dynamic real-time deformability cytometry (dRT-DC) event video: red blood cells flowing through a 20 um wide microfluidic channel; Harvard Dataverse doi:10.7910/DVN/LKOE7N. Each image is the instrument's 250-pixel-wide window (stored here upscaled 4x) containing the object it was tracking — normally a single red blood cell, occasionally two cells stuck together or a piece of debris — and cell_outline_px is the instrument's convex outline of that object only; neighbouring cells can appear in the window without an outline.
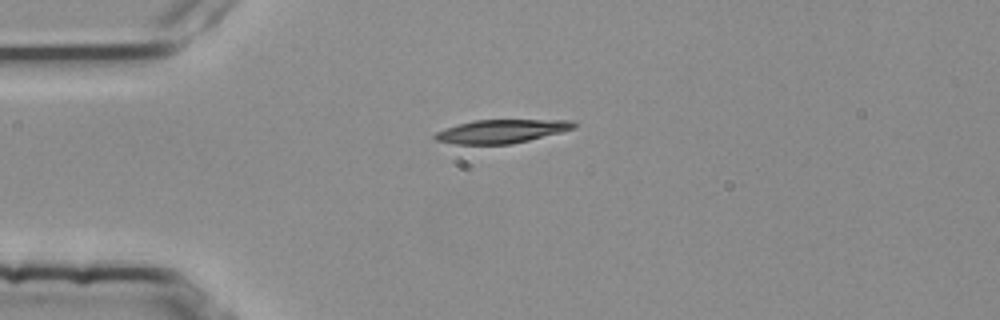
{"species": "common noctule bat (a hibernating species)", "species_latin": "Nyctalus noctula", "temperature_condition": "room temperature", "stored_images_in_passage": 2, "camera_frame_rate_fps": 3000, "um_per_image_px": 0.085, "animal": {"sex": "female", "body_mass_g": 25.1}, "frame": {"image": 1, "passage_image": 1, "time_ms": 0.0, "image_size_px": [1000, 320], "cell_outline_px": [[576, 124], [572, 128], [560, 132], [512, 144], [456, 144], [436, 140], [432, 136], [436, 132], [460, 124], [476, 120], [572, 120]], "centroid_in_image_um": [42.6, 11.16], "position_along_channel_um": 42.4, "area_um2": 18.61}}